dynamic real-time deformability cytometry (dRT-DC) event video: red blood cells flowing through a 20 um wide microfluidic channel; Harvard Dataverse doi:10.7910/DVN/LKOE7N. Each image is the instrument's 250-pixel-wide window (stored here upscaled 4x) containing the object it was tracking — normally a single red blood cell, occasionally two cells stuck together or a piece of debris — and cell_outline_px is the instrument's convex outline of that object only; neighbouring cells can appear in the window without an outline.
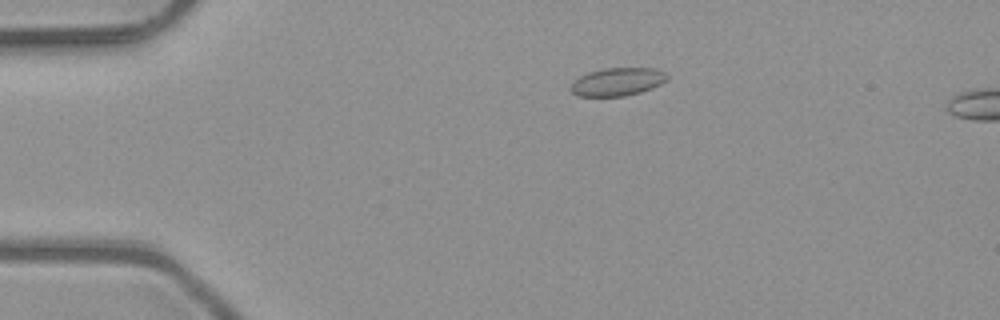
{"species": "common noctule bat (a hibernating species)", "species_latin": "Nyctalus noctula", "temperature_condition": "room temperature", "stored_images_in_passage": 4, "camera_frame_rate_fps": 3000, "um_per_image_px": 0.085, "animal": {"sex": "male", "body_mass_g": 23.1, "forearm_length_mm": 52.7}, "frame": {"image": 1, "passage_image": 4, "time_ms": 1.0, "image_size_px": [1000, 320], "cell_outline_px": [[668, 76], [660, 84], [652, 88], [640, 92], [624, 96], [576, 96], [568, 88], [580, 76], [588, 72], [604, 68], [656, 68], [664, 72]], "centroid_in_image_um": [52.45, 6.95], "position_along_channel_um": 32.5, "area_um2": 15.66}}